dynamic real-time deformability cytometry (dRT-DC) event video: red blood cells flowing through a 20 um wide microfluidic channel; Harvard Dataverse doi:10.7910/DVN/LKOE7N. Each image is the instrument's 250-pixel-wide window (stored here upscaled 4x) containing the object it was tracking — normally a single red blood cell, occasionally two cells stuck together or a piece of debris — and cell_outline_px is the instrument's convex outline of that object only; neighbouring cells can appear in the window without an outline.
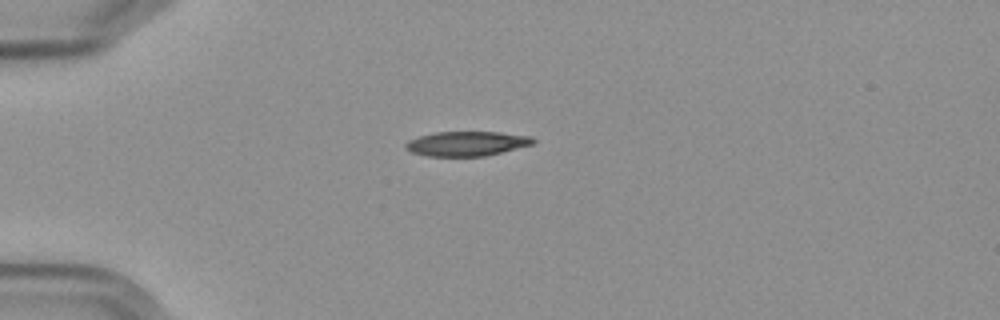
{"species": "Egyptian fruit bat (a non-hibernating species)", "species_latin": "Rousettus aegyptiacus", "temperature_condition": "cold", "stored_images_in_passage": 4, "camera_frame_rate_fps": 3000, "um_per_image_px": 0.085, "frame": {"image": 1, "passage_image": 4, "time_ms": 4.333, "image_size_px": [1000, 320], "cell_outline_px": [[536, 140], [532, 144], [484, 156], [428, 156], [412, 152], [404, 148], [404, 144], [408, 140], [420, 136], [436, 132], [500, 132], [532, 136]], "centroid_in_image_um": [39.65, 12.2], "position_along_channel_um": 45.4, "area_um2": 18.15}}